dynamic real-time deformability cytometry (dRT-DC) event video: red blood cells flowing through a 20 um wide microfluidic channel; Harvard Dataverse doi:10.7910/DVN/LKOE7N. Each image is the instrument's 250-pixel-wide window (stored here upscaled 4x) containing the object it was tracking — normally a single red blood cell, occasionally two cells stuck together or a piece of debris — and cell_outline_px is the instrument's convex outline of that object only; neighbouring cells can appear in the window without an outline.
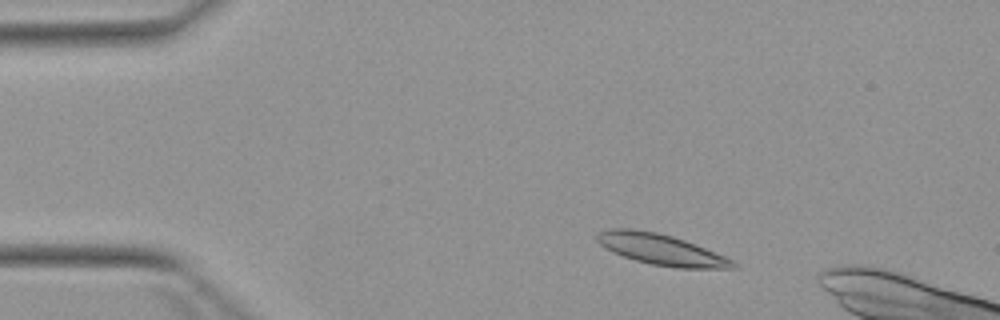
{"species": "Egyptian fruit bat (a non-hibernating species)", "species_latin": "Rousettus aegyptiacus", "temperature_condition": "warm", "stored_images_in_passage": 3, "camera_frame_rate_fps": 3000, "um_per_image_px": 0.085, "animal": {"sex": "female"}, "frame": {"image": 1, "passage_image": 1, "time_ms": 0.0, "image_size_px": [1000, 320], "cell_outline_px": [[740, 268], [676, 268], [652, 264], [636, 260], [612, 252], [604, 248], [596, 240], [596, 232], [608, 228], [632, 228], [656, 232], [672, 236], [696, 244], [724, 256], [732, 260]], "centroid_in_image_um": [56.15, 21.19], "position_along_channel_um": 28.9, "area_um2": 24.51}}